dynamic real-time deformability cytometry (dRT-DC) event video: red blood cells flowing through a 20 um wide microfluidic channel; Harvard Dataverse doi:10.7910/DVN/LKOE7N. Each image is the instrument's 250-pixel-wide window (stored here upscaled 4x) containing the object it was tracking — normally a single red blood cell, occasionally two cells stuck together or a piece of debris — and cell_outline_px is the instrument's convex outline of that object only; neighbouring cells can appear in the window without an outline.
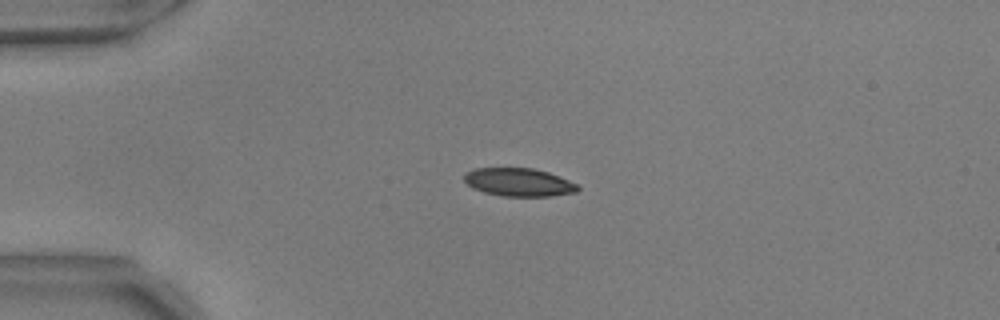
{"species": "common noctule bat (a hibernating species)", "species_latin": "Nyctalus noctula", "temperature_condition": "warm", "stored_images_in_passage": 35, "camera_frame_rate_fps": 3000, "um_per_image_px": 0.085, "animal": {"sex": "male", "body_mass_g": 17.9, "forearm_length_mm": 54.2}, "frame": {"image": 1, "passage_image": 1, "time_ms": 0.0, "image_size_px": [1000, 320], "cell_outline_px": [[580, 188], [576, 192], [552, 196], [504, 196], [484, 192], [472, 188], [464, 180], [464, 176], [472, 168], [532, 168], [548, 172], [568, 180], [576, 184]], "centroid_in_image_um": [44.09, 15.49], "position_along_channel_um": 40.9, "area_um2": 18.5}}
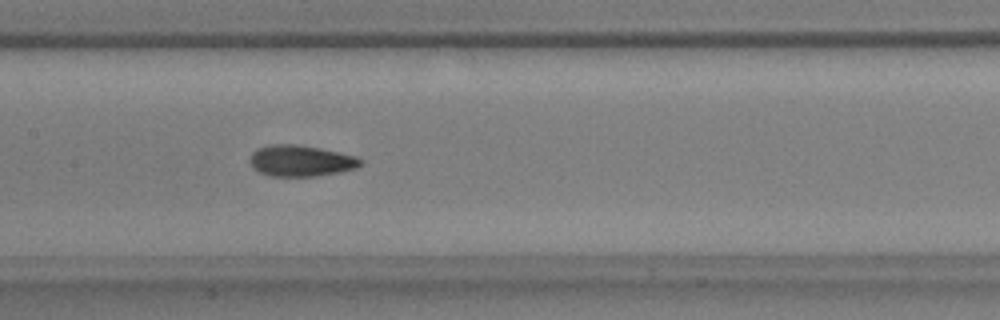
{"frame": {"image": 2, "passage_image": 15, "time_ms": 4.667, "image_size_px": [1000, 320], "cell_outline_px": [[364, 160], [356, 168], [340, 172], [316, 176], [268, 176], [252, 168], [248, 160], [252, 152], [256, 148], [268, 144], [296, 144], [320, 148], [340, 152], [356, 156]], "centroid_in_image_um": [25.53, 13.66], "position_along_channel_um": 181.9, "area_um2": 20.4}}
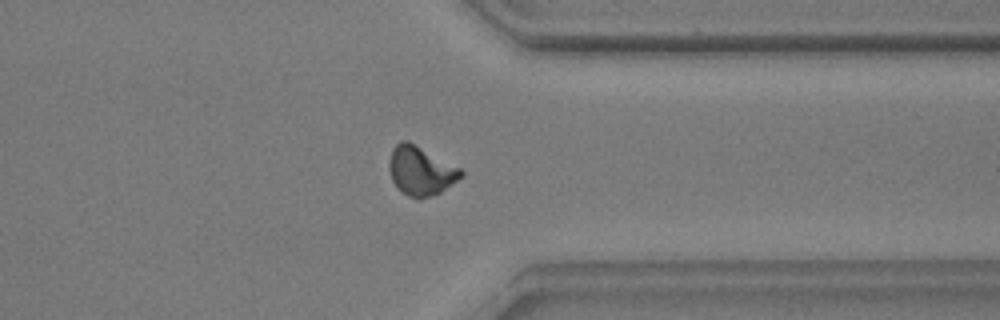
{"frame": {"image": 3, "passage_image": 31, "time_ms": 10.0, "image_size_px": [1000, 320], "cell_outline_px": [[464, 176], [440, 192], [432, 196], [420, 200], [408, 196], [400, 192], [396, 188], [392, 180], [388, 164], [392, 148], [400, 140], [408, 140], [460, 168], [464, 172]], "centroid_in_image_um": [35.74, 14.53], "position_along_channel_um": 375.7, "area_um2": 20.75}, "authors_computed_cell_mechanics": {"area_um2": 19.8832, "velocity_mm_per_s": 3.6798, "shape_relaxation_time_tau1_ms": 3.2755, "shape_relaxation_time_tau2_ms": 1.5343, "deformation_change_tau1": 0.1368, "deformation_change_tau2": 0.0684}}